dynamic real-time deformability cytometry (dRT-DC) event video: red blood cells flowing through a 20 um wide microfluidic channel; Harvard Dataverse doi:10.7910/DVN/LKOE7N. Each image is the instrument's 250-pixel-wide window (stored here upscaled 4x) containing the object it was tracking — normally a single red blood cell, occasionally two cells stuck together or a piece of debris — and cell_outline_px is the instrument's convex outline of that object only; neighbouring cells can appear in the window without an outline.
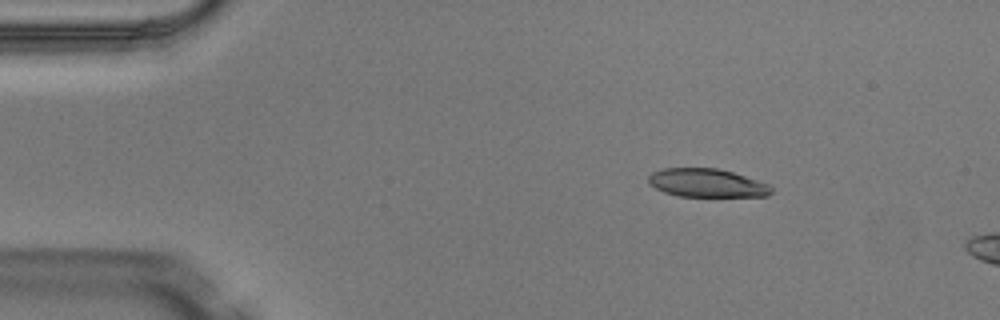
{"species": "Egyptian fruit bat (a non-hibernating species)", "species_latin": "Rousettus aegyptiacus", "temperature_condition": "warm", "stored_images_in_passage": 5, "camera_frame_rate_fps": 3000, "um_per_image_px": 0.085, "animal": {"sex": "male"}, "frame": {"image": 1, "passage_image": 3, "time_ms": 0.667, "image_size_px": [1000, 320], "cell_outline_px": [[772, 192], [768, 196], [676, 196], [664, 192], [648, 184], [648, 176], [652, 172], [664, 168], [716, 168], [732, 172], [768, 184], [772, 188]], "centroid_in_image_um": [60.04, 15.55], "position_along_channel_um": 25.0, "area_um2": 20.23}}